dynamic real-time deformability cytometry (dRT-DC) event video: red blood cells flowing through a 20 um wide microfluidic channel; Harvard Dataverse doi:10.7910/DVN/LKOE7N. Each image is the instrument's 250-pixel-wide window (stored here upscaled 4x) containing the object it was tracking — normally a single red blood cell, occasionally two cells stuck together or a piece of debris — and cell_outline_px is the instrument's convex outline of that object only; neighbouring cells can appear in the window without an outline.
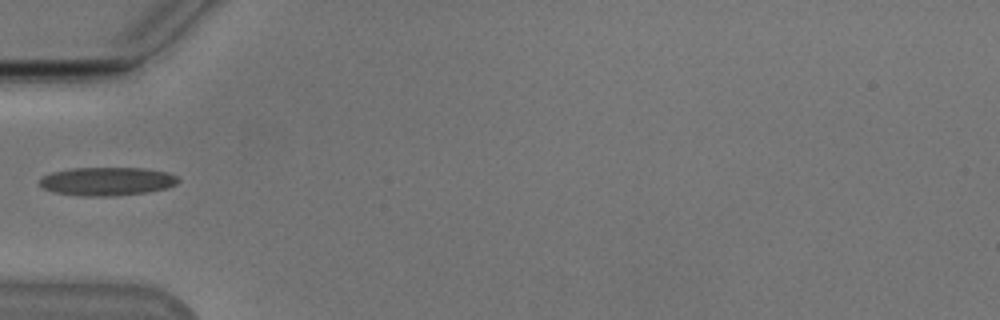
{"species": "Egyptian fruit bat (a non-hibernating species)", "species_latin": "Rousettus aegyptiacus", "temperature_condition": "cold", "stored_images_in_passage": 13, "camera_frame_rate_fps": 3000, "um_per_image_px": 0.085, "animal": {"sex": "male"}, "frame": {"image": 1, "passage_image": 1, "time_ms": 0.0, "image_size_px": [1000, 320], "cell_outline_px": [[180, 180], [176, 184], [168, 188], [144, 192], [112, 196], [80, 196], [52, 192], [44, 188], [40, 184], [40, 176], [52, 172], [72, 168], [144, 168], [168, 172], [176, 176]], "centroid_in_image_um": [9.08, 15.41], "position_along_channel_um": 75.9, "area_um2": 23.0}}
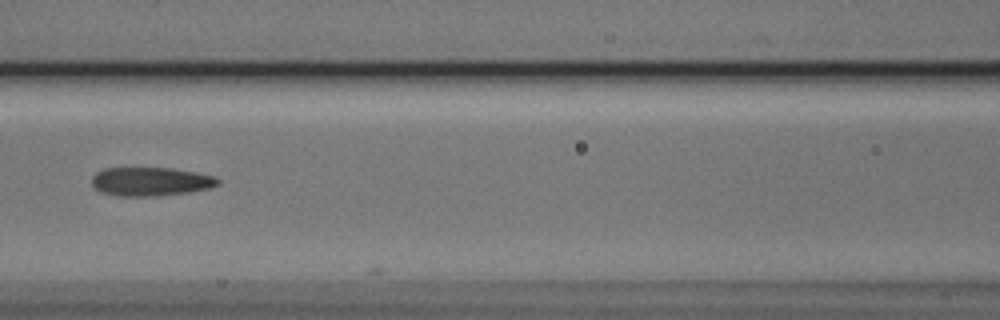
{"frame": {"image": 2, "passage_image": 7, "time_ms": 2.0, "image_size_px": [1000, 320], "cell_outline_px": [[220, 184], [212, 188], [192, 192], [156, 196], [120, 196], [100, 192], [92, 184], [92, 176], [96, 172], [104, 168], [172, 168], [196, 172], [212, 176], [220, 180]], "centroid_in_image_um": [12.83, 15.43], "position_along_channel_um": 153.8, "area_um2": 21.27}}
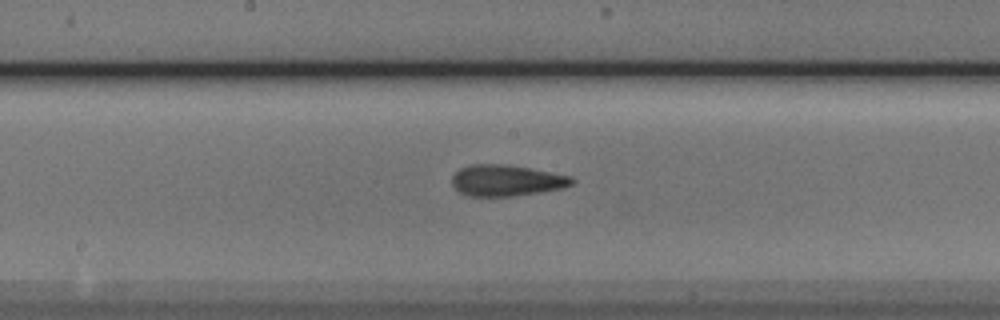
{"frame": {"image": 3, "passage_image": 11, "time_ms": 3.333, "image_size_px": [1000, 320], "cell_outline_px": [[576, 180], [572, 184], [560, 188], [512, 196], [468, 196], [460, 192], [452, 184], [452, 176], [460, 168], [472, 164], [508, 164], [572, 176]], "centroid_in_image_um": [43.03, 15.32], "position_along_channel_um": 205.2, "area_um2": 21.62}}